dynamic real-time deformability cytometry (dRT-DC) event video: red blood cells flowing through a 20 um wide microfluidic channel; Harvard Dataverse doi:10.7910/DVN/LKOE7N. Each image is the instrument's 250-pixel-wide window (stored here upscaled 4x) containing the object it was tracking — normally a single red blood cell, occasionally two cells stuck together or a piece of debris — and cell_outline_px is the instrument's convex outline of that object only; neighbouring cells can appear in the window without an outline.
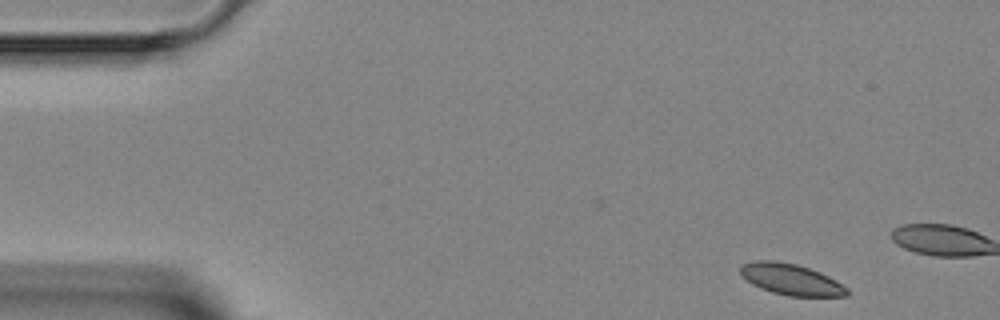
{"species": "Egyptian fruit bat (a non-hibernating species)", "species_latin": "Rousettus aegyptiacus", "temperature_condition": "room temperature", "stored_images_in_passage": 5, "camera_frame_rate_fps": 3000, "um_per_image_px": 0.085, "animal": {"sex": "female"}, "frame": {"image": 1, "passage_image": 1, "time_ms": 0.0, "image_size_px": [1000, 320], "cell_outline_px": [[848, 296], [788, 296], [772, 292], [760, 288], [752, 284], [740, 276], [740, 264], [756, 260], [776, 260], [796, 264], [820, 272], [836, 280], [848, 288]], "centroid_in_image_um": [67.2, 23.74], "position_along_channel_um": 17.8, "area_um2": 19.54}}